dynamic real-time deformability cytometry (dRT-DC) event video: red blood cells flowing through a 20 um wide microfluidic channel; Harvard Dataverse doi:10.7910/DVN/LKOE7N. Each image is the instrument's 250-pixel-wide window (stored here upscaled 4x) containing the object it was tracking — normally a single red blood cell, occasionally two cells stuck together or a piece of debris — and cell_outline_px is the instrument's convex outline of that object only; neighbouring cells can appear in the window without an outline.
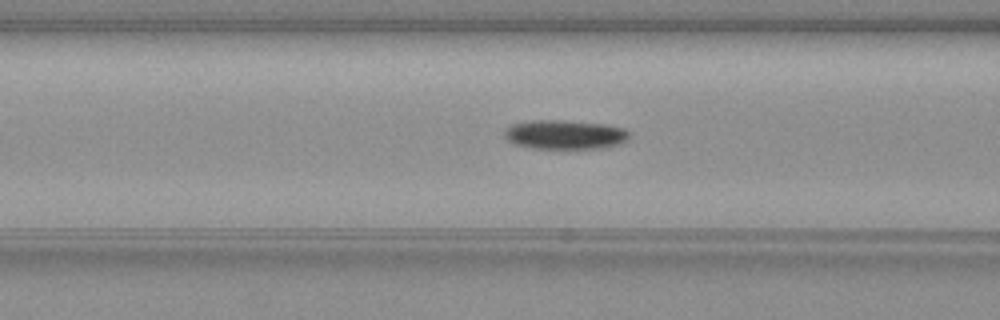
{"species": "common noctule bat (a hibernating species)", "species_latin": "Nyctalus noctula", "temperature_condition": "warm", "stored_images_in_passage": 52, "camera_frame_rate_fps": 3000, "um_per_image_px": 0.085, "animal": {"sex": "female", "body_mass_g": 19.3, "forearm_length_mm": 54.1}, "frame": {"image": 1, "passage_image": 20, "time_ms": 6.333, "image_size_px": [1000, 320], "cell_outline_px": [[632, 132], [628, 140], [616, 144], [600, 148], [532, 148], [516, 144], [508, 140], [504, 136], [504, 132], [512, 124], [532, 120], [564, 120], [604, 124], [624, 128]], "centroid_in_image_um": [48.05, 11.43], "position_along_channel_um": 118.6, "area_um2": 21.15}}
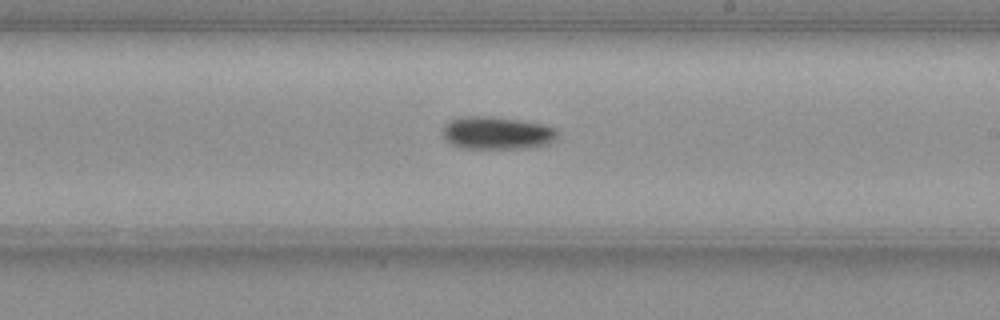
{"frame": {"image": 2, "passage_image": 30, "time_ms": 9.667, "image_size_px": [1000, 320], "cell_outline_px": [[556, 136], [548, 144], [532, 148], [464, 148], [452, 144], [444, 136], [444, 128], [452, 120], [460, 116], [492, 116], [544, 124], [556, 128]], "centroid_in_image_um": [42.28, 11.3], "position_along_channel_um": 246.7, "area_um2": 21.62}}
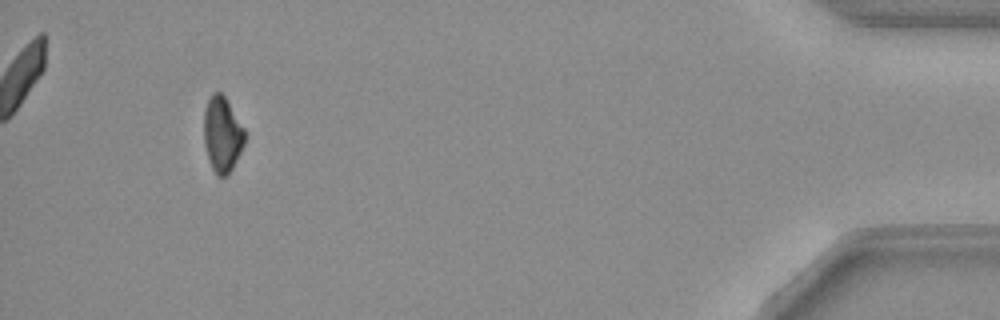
{"frame": {"image": 3, "passage_image": 49, "time_ms": 16.0, "image_size_px": [1000, 320], "cell_outline_px": [[244, 144], [228, 176], [216, 176], [212, 168], [204, 144], [204, 112], [208, 100], [212, 92], [220, 92], [224, 96], [244, 128]], "centroid_in_image_um": [18.88, 11.43], "position_along_channel_um": 416.3, "area_um2": 17.69}, "authors_computed_cell_mechanics": {"area_um2": 19.3919, "velocity_mm_per_s": 3.848, "shape_relaxation_time_tau1_ms": 4.6031, "shape_relaxation_time_tau2_ms": null, "deformation_change_tau1": 0.1404, "deformation_change_tau2": null}}